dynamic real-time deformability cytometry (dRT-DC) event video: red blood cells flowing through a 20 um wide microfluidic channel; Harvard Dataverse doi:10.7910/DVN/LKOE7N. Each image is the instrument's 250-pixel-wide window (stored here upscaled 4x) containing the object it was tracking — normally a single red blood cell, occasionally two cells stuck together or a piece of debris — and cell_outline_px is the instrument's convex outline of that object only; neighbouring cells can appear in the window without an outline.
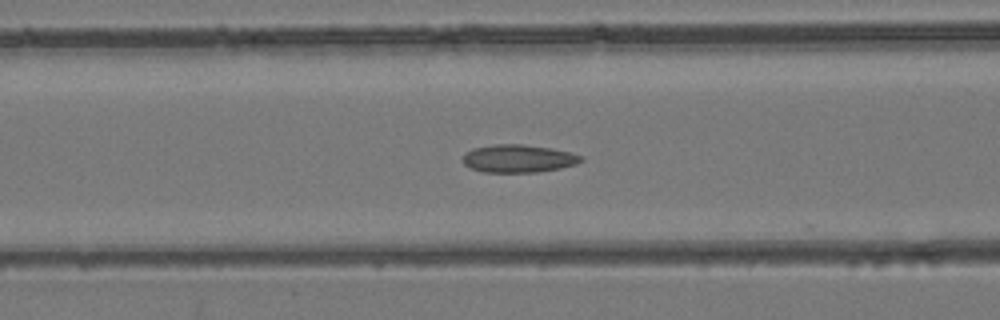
{"species": "common noctule bat (a hibernating species)", "species_latin": "Nyctalus noctula", "temperature_condition": "room temperature", "stored_images_in_passage": 49, "camera_frame_rate_fps": 3000, "um_per_image_px": 0.085, "animal": {"sex": "female", "body_mass_g": 24.6, "forearm_length_mm": 56.2}, "frame": {"image": 1, "passage_image": 19, "time_ms": 6.0, "image_size_px": [1000, 320], "cell_outline_px": [[584, 160], [576, 164], [560, 168], [536, 172], [484, 172], [472, 168], [464, 164], [464, 152], [472, 148], [496, 144], [524, 144], [552, 148], [584, 156]], "centroid_in_image_um": [44.08, 13.47], "position_along_channel_um": 122.5, "area_um2": 19.19}}
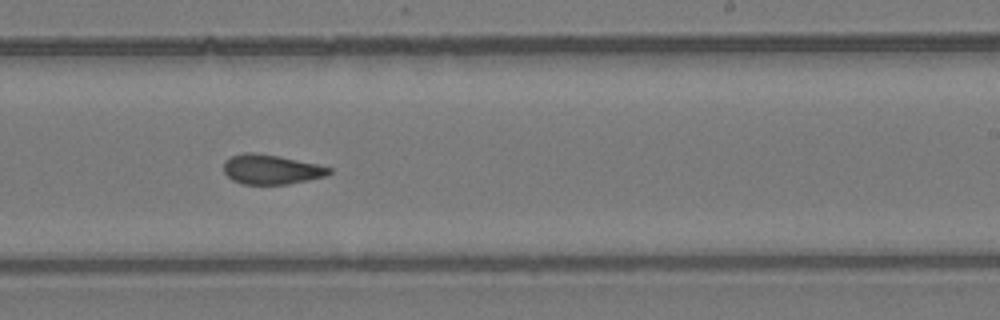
{"frame": {"image": 2, "passage_image": 29, "time_ms": 9.333, "image_size_px": [1000, 320], "cell_outline_px": [[332, 172], [328, 176], [288, 184], [244, 184], [232, 180], [224, 172], [224, 160], [232, 156], [244, 152], [252, 152], [280, 156], [316, 164], [332, 168]], "centroid_in_image_um": [23.06, 14.4], "position_along_channel_um": 265.9, "area_um2": 18.26}}
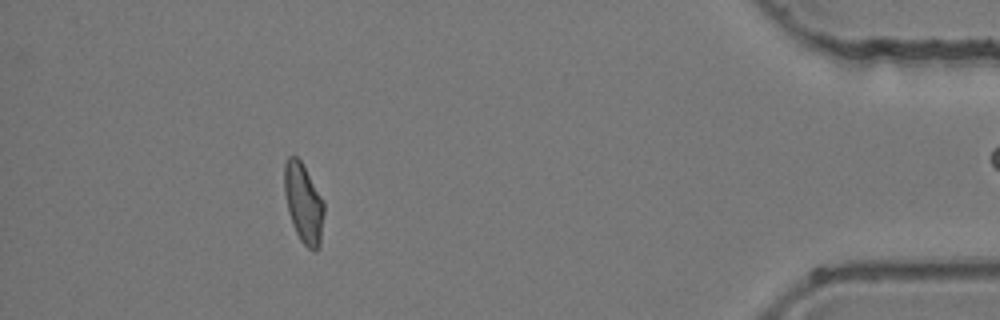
{"frame": {"image": 3, "passage_image": 43, "time_ms": 14.0, "image_size_px": [1000, 320], "cell_outline_px": [[324, 212], [320, 244], [316, 252], [312, 252], [300, 240], [292, 224], [288, 212], [284, 192], [284, 164], [288, 156], [296, 156], [300, 160], [324, 200]], "centroid_in_image_um": [25.8, 17.28], "position_along_channel_um": 409.4, "area_um2": 18.5}}